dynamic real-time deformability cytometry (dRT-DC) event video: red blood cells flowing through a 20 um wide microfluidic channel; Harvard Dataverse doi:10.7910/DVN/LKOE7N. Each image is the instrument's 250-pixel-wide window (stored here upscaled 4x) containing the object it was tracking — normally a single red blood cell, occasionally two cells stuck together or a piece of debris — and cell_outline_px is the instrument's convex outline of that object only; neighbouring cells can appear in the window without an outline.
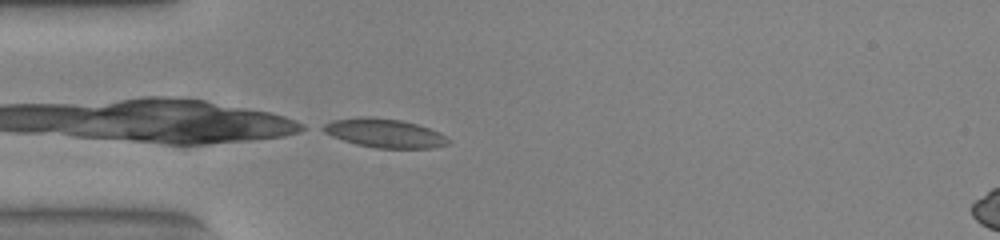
{"species": "common noctule bat (a hibernating species)", "species_latin": "Nyctalus noctula", "temperature_condition": "warm", "stored_images_in_passage": 39, "camera_frame_rate_fps": 3000, "um_per_image_px": 0.085, "animal": {"sex": "female", "body_mass_g": 23.0, "forearm_length_mm": 53.4}, "frame": {"image": 1, "passage_image": 1, "time_ms": 0.0, "image_size_px": [1000, 240], "cell_outline_px": [[452, 140], [448, 144], [432, 148], [376, 148], [356, 144], [332, 136], [316, 128], [332, 120], [356, 116], [368, 116], [400, 120], [416, 124], [440, 132]], "centroid_in_image_um": [32.65, 11.31], "position_along_channel_um": 52.4, "area_um2": 21.27}}
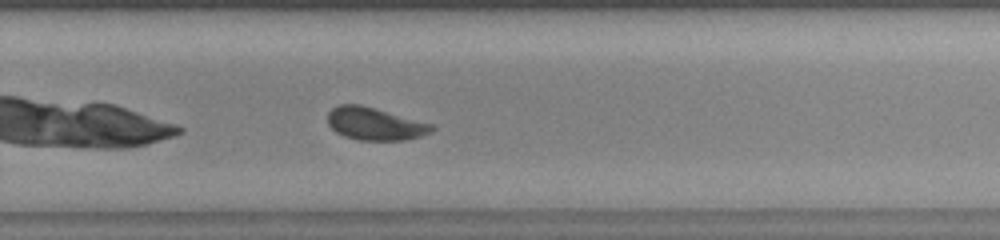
{"frame": {"image": 2, "passage_image": 21, "time_ms": 6.667, "image_size_px": [1000, 240], "cell_outline_px": [[436, 128], [432, 132], [420, 136], [404, 140], [360, 140], [344, 136], [336, 132], [328, 124], [328, 112], [332, 108], [340, 104], [360, 104], [376, 108], [432, 124]], "centroid_in_image_um": [31.86, 10.52], "position_along_channel_um": 297.9, "area_um2": 19.77}}
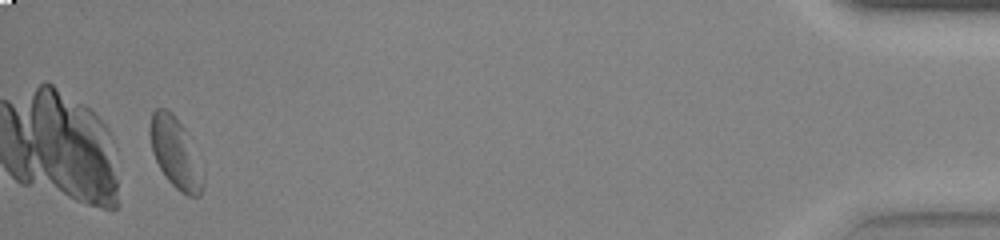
{"frame": {"image": 3, "passage_image": 37, "time_ms": 12.0, "image_size_px": [1000, 240], "cell_outline_px": [[204, 184], [200, 196], [188, 196], [180, 192], [168, 180], [160, 168], [152, 152], [148, 132], [148, 128], [152, 112], [156, 108], [164, 108], [172, 112], [176, 116], [184, 128], [204, 176]], "centroid_in_image_um": [14.87, 12.99], "position_along_channel_um": 420.3, "area_um2": 21.68}, "authors_computed_cell_mechanics": {"area_um2": 19.941, "velocity_mm_per_s": 3.8131, "shape_relaxation_time_tau1_ms": 10.0302, "shape_relaxation_time_tau2_ms": 2.0583, "deformation_change_tau1": 0.2334, "deformation_change_tau2": 0.0579}}